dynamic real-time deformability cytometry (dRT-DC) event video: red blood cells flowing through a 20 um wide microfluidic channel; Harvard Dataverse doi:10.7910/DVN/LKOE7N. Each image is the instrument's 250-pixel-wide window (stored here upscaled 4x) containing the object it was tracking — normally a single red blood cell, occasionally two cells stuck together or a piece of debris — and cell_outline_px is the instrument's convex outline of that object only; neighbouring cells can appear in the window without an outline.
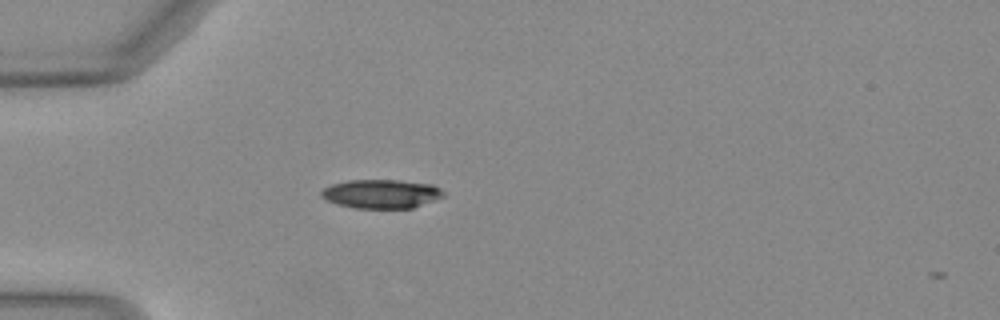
{"species": "Egyptian fruit bat (a non-hibernating species)", "species_latin": "Rousettus aegyptiacus", "temperature_condition": "warm", "stored_images_in_passage": 2, "camera_frame_rate_fps": 3000, "um_per_image_px": 0.085, "animal": {"sex": "female"}, "frame": {"image": 1, "passage_image": 1, "time_ms": 0.0, "image_size_px": [1000, 320], "cell_outline_px": [[444, 196], [412, 208], [352, 208], [328, 200], [320, 196], [320, 192], [324, 188], [332, 184], [348, 180], [396, 180], [432, 184], [440, 188], [444, 192]], "centroid_in_image_um": [32.41, 16.47], "position_along_channel_um": 52.6, "area_um2": 20.4}}